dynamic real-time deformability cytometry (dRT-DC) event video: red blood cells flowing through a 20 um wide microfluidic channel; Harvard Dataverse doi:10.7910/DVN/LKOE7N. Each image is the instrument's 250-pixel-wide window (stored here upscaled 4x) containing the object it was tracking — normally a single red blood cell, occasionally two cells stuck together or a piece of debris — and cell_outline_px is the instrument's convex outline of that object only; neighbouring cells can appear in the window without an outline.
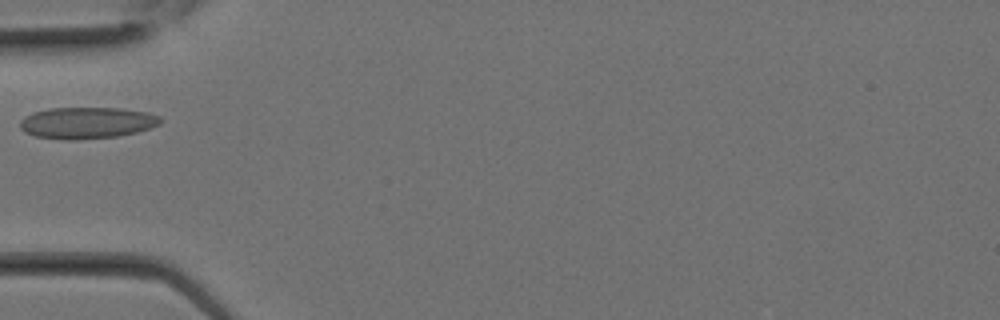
{"species": "Egyptian fruit bat (a non-hibernating species)", "species_latin": "Rousettus aegyptiacus", "temperature_condition": "room temperature", "stored_images_in_passage": 23, "camera_frame_rate_fps": 3000, "um_per_image_px": 0.085, "animal": {"sex": "female"}, "frame": {"image": 1, "passage_image": 5, "time_ms": 1.333, "image_size_px": [1000, 320], "cell_outline_px": [[164, 120], [160, 124], [136, 132], [120, 136], [76, 140], [60, 140], [36, 136], [24, 132], [20, 128], [20, 120], [24, 116], [32, 112], [48, 108], [120, 108], [148, 112], [160, 116]], "centroid_in_image_um": [7.37, 10.44], "position_along_channel_um": 77.6, "area_um2": 26.13}}
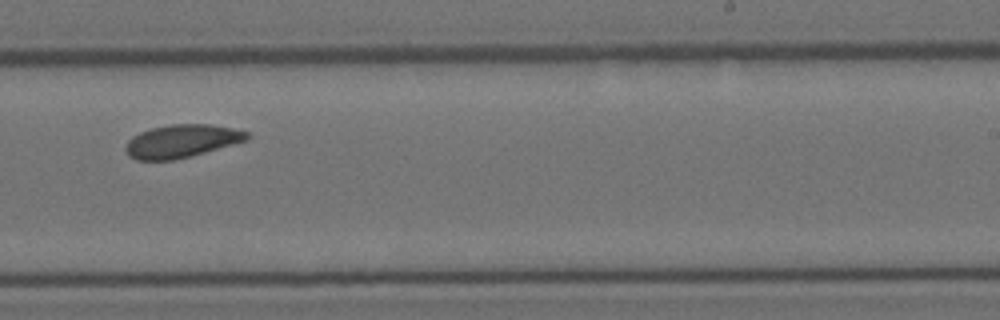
{"frame": {"image": 2, "passage_image": 13, "time_ms": 4.0, "image_size_px": [1000, 320], "cell_outline_px": [[248, 140], [204, 152], [172, 160], [136, 160], [128, 156], [124, 148], [128, 140], [132, 136], [140, 132], [152, 128], [172, 124], [212, 124], [232, 128], [248, 132]], "centroid_in_image_um": [15.4, 11.99], "position_along_channel_um": 273.6, "area_um2": 23.18}}
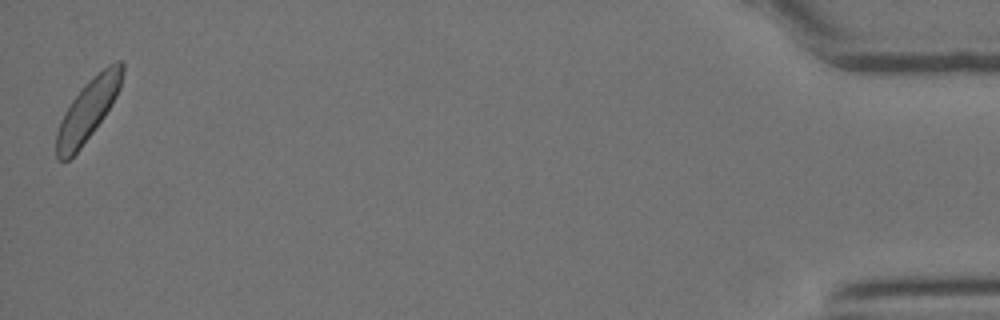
{"frame": {"image": 3, "passage_image": 23, "time_ms": 7.333, "image_size_px": [1000, 320], "cell_outline_px": [[124, 72], [120, 88], [112, 104], [104, 116], [80, 148], [68, 160], [56, 160], [56, 132], [60, 120], [64, 112], [72, 100], [84, 84], [92, 76], [108, 64], [116, 60], [124, 60]], "centroid_in_image_um": [7.48, 9.29], "position_along_channel_um": 427.7, "area_um2": 23.47}}